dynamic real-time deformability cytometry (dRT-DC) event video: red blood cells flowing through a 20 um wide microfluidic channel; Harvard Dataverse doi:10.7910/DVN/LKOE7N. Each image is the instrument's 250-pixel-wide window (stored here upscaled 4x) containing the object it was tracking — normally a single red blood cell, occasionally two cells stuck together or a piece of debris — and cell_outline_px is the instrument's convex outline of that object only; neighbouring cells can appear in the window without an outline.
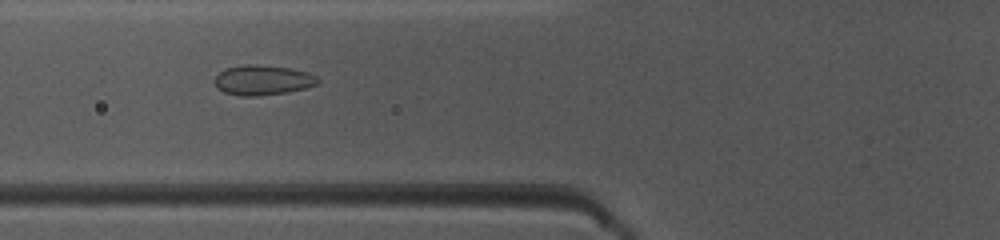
{"species": "common noctule bat (a hibernating species)", "species_latin": "Nyctalus noctula", "temperature_condition": "warm", "stored_images_in_passage": 37, "camera_frame_rate_fps": 3000, "um_per_image_px": 0.085, "animal": {"sex": "female", "body_mass_g": 10.0, "forearm_length_mm": 53.1}, "frame": {"image": 1, "passage_image": 7, "time_ms": 2.0, "image_size_px": [1000, 240], "cell_outline_px": [[320, 80], [316, 84], [304, 88], [288, 92], [256, 96], [240, 96], [224, 92], [216, 88], [212, 80], [224, 68], [244, 64], [256, 64], [288, 68], [308, 72], [316, 76]], "centroid_in_image_um": [22.27, 6.81], "position_along_channel_um": 103.5, "area_um2": 18.15}}
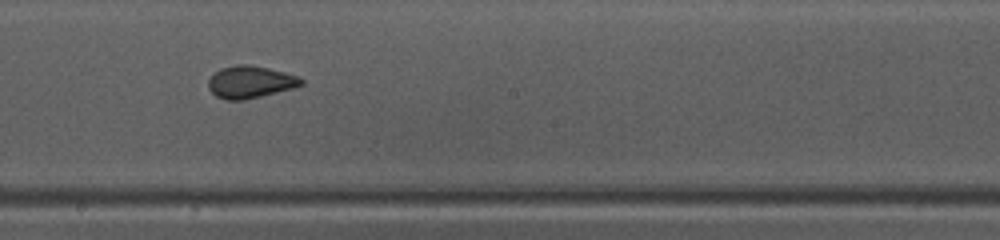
{"frame": {"image": 2, "passage_image": 16, "time_ms": 5.0, "image_size_px": [1000, 240], "cell_outline_px": [[304, 84], [292, 88], [244, 100], [228, 100], [216, 96], [208, 88], [208, 80], [220, 68], [240, 64], [248, 64], [268, 68], [300, 76], [304, 80]], "centroid_in_image_um": [21.28, 6.96], "position_along_channel_um": 226.9, "area_um2": 17.34}}
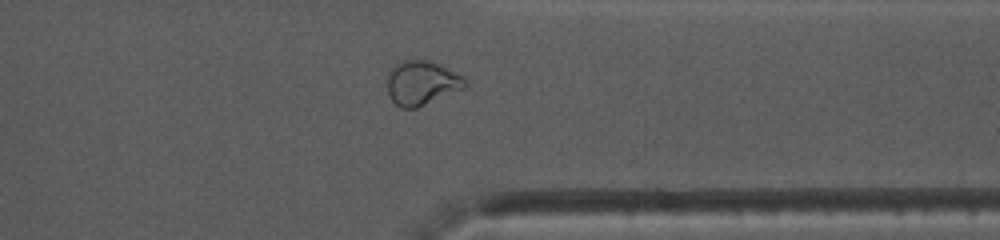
{"frame": {"image": 3, "passage_image": 27, "time_ms": 8.667, "image_size_px": [1000, 240], "cell_outline_px": [[468, 84], [464, 88], [416, 108], [400, 108], [392, 100], [388, 92], [388, 76], [392, 68], [400, 60], [428, 60], [464, 76], [468, 80]], "centroid_in_image_um": [35.86, 7.05], "position_along_channel_um": 375.5, "area_um2": 19.88}, "authors_computed_cell_mechanics": {"area_um2": 18.0336, "velocity_mm_per_s": 4.0968, "shape_relaxation_time_tau1_ms": 6.4019, "shape_relaxation_time_tau2_ms": 0.9996, "deformation_change_tau1": 0.1331, "deformation_change_tau2": 0.0688}}